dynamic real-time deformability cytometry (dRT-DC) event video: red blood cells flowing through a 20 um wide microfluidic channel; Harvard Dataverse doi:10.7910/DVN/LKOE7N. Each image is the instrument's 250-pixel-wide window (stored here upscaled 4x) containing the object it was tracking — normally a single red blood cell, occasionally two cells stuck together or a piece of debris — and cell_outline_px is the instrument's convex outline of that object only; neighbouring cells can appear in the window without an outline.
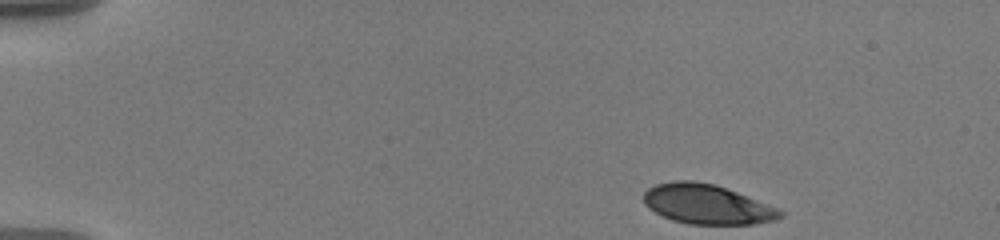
{"species": "human", "species_latin": "Homo sapiens", "temperature_condition": "warm", "stored_images_in_passage": 50, "camera_frame_rate_fps": 3000, "um_per_image_px": 0.085, "donor": {"sex": "male"}, "frame": {"image": 1, "passage_image": 1, "time_ms": 0.0, "image_size_px": [1000, 240], "cell_outline_px": [[784, 216], [776, 220], [752, 224], [688, 224], [672, 220], [648, 208], [644, 204], [644, 192], [648, 188], [656, 184], [672, 180], [692, 180], [716, 184], [776, 208], [784, 212]], "centroid_in_image_um": [60.06, 17.36], "position_along_channel_um": 24.9, "area_um2": 31.44}}
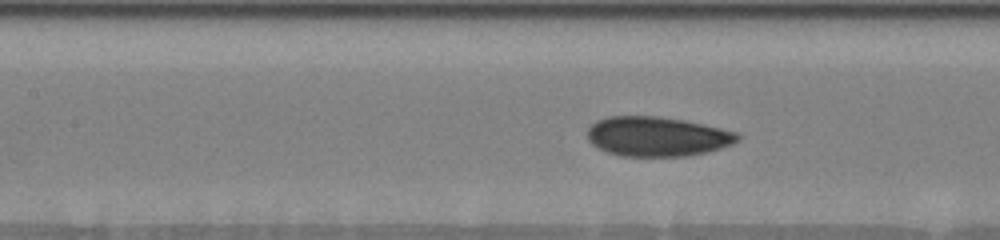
{"frame": {"image": 2, "passage_image": 20, "time_ms": 6.333, "image_size_px": [1000, 240], "cell_outline_px": [[740, 136], [732, 144], [720, 148], [704, 152], [684, 156], [620, 156], [608, 152], [592, 144], [588, 140], [588, 128], [596, 120], [608, 116], [656, 116], [684, 120], [720, 128], [736, 132]], "centroid_in_image_um": [55.82, 11.59], "position_along_channel_um": 151.6, "area_um2": 34.39}}
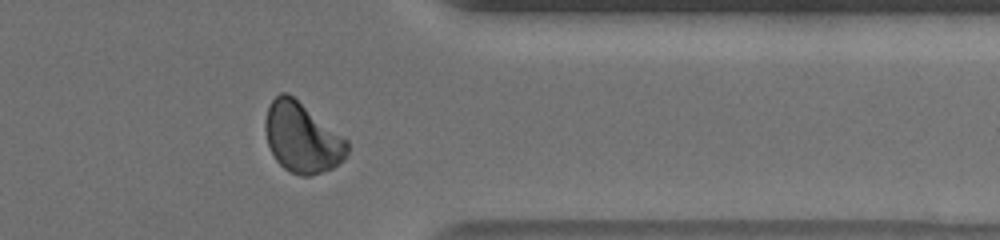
{"frame": {"image": 3, "passage_image": 40, "time_ms": 13.0, "image_size_px": [1000, 240], "cell_outline_px": [[348, 152], [344, 160], [332, 168], [312, 176], [300, 176], [284, 168], [276, 160], [268, 144], [264, 128], [264, 120], [268, 108], [272, 100], [280, 92], [288, 92], [348, 140]], "centroid_in_image_um": [25.68, 11.71], "position_along_channel_um": 385.7, "area_um2": 33.47}, "authors_computed_cell_mechanics": {"area_um2": 33.4662, "velocity_mm_per_s": 3.5865, "shape_relaxation_time_tau1_ms": 3.887, "shape_relaxation_time_tau2_ms": 1.5177, "deformation_change_tau1": 0.1445, "deformation_change_tau2": 0.0478}}